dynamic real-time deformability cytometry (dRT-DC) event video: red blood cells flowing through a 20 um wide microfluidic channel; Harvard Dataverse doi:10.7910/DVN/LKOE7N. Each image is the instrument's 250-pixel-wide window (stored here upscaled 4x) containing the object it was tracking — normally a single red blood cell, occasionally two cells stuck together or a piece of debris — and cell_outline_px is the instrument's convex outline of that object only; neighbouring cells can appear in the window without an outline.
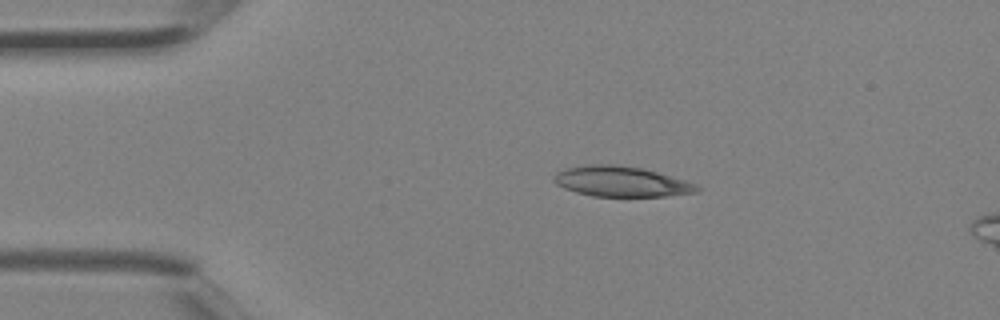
{"species": "Egyptian fruit bat (a non-hibernating species)", "species_latin": "Rousettus aegyptiacus", "temperature_condition": "room temperature", "stored_images_in_passage": 3, "camera_frame_rate_fps": 3000, "um_per_image_px": 0.085, "animal": {"sex": "female"}, "frame": {"image": 1, "passage_image": 1, "time_ms": 0.0, "image_size_px": [1000, 320], "cell_outline_px": [[700, 188], [696, 192], [664, 196], [592, 196], [576, 192], [564, 188], [556, 184], [552, 180], [552, 176], [556, 172], [568, 168], [588, 164], [616, 164], [640, 168], [656, 172], [684, 180], [696, 184]], "centroid_in_image_um": [52.74, 15.42], "position_along_channel_um": 32.3, "area_um2": 25.09}}